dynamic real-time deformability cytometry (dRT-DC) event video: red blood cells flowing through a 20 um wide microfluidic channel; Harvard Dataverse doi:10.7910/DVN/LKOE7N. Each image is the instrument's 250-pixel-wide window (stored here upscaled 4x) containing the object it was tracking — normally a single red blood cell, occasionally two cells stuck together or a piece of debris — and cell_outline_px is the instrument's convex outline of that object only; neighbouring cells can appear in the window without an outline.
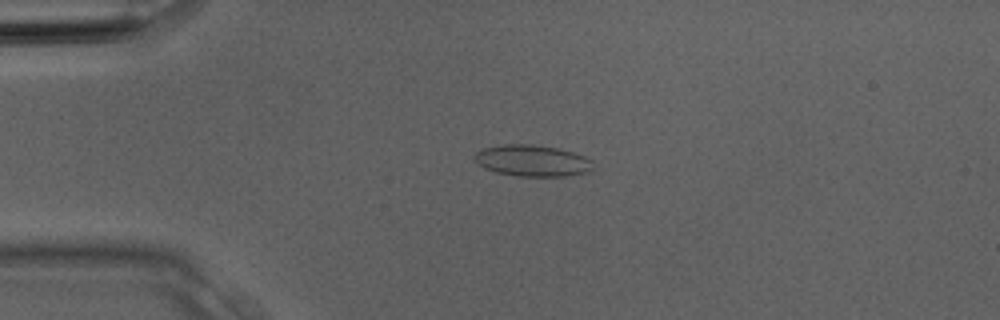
{"species": "Egyptian fruit bat (a non-hibernating species)", "species_latin": "Rousettus aegyptiacus", "temperature_condition": "room temperature", "stored_images_in_passage": 4, "camera_frame_rate_fps": 3000, "um_per_image_px": 0.085, "animal": {"sex": "male"}, "frame": {"image": 1, "passage_image": 3, "time_ms": 0.667, "image_size_px": [1000, 320], "cell_outline_px": [[592, 168], [588, 172], [564, 176], [516, 176], [496, 172], [484, 168], [476, 160], [476, 152], [484, 148], [504, 144], [528, 144], [556, 148], [572, 152], [584, 156], [592, 160]], "centroid_in_image_um": [45.26, 13.66], "position_along_channel_um": 39.7, "area_um2": 21.39}}